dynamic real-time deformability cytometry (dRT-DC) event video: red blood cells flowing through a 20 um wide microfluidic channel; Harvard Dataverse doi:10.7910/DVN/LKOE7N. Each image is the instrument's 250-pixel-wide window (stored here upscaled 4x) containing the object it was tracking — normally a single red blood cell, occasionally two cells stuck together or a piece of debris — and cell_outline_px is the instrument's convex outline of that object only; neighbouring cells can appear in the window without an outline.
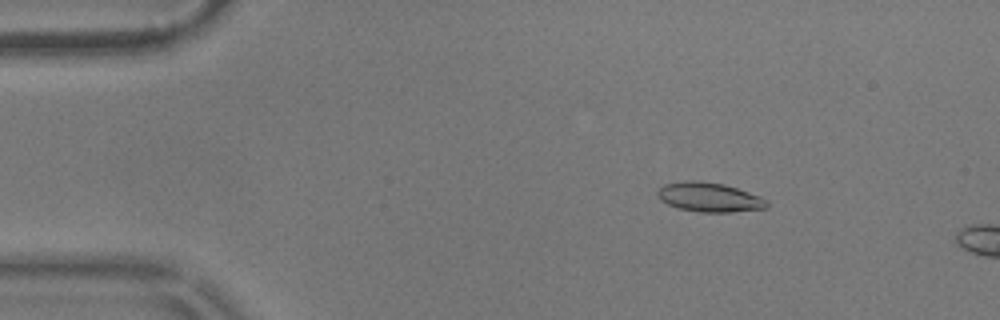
{"species": "common noctule bat (a hibernating species)", "species_latin": "Nyctalus noctula", "temperature_condition": "warm", "stored_images_in_passage": 11, "camera_frame_rate_fps": 3000, "um_per_image_px": 0.085, "animal": {"sex": "male", "body_mass_g": 17.9}, "frame": {"image": 1, "passage_image": 7, "time_ms": 2.0, "image_size_px": [1000, 320], "cell_outline_px": [[768, 208], [732, 212], [700, 212], [676, 208], [660, 200], [656, 192], [664, 184], [688, 180], [696, 180], [724, 184], [760, 196], [768, 200]], "centroid_in_image_um": [60.29, 16.77], "position_along_channel_um": 24.7, "area_um2": 18.79}}